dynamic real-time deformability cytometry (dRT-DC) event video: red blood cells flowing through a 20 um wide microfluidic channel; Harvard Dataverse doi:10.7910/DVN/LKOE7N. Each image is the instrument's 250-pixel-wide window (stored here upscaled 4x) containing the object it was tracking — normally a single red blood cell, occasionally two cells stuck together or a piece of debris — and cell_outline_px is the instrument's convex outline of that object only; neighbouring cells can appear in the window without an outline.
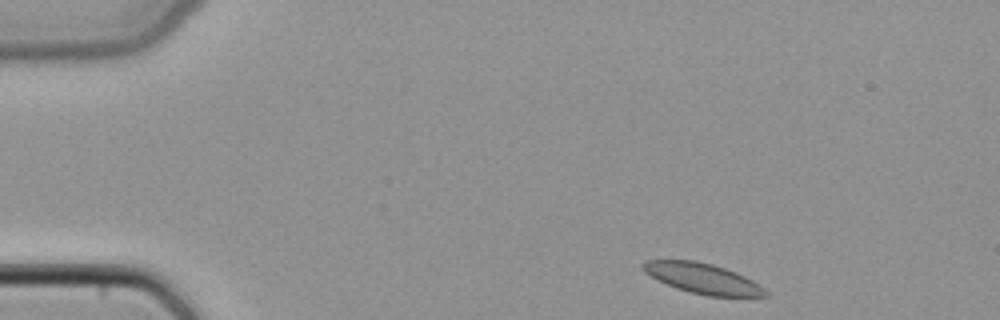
{"species": "common noctule bat (a hibernating species)", "species_latin": "Nyctalus noctula", "temperature_condition": "cold", "stored_images_in_passage": 43, "camera_frame_rate_fps": 3000, "um_per_image_px": 0.085, "animal": {"sex": "female", "body_mass_g": 22.7, "forearm_length_mm": 54.2}, "frame": {"image": 1, "passage_image": 2, "time_ms": 0.333, "image_size_px": [1000, 320], "cell_outline_px": [[768, 296], [708, 296], [688, 292], [676, 288], [644, 272], [640, 268], [640, 264], [644, 260], [696, 260], [712, 264], [736, 272], [752, 280], [764, 288], [768, 292]], "centroid_in_image_um": [59.7, 23.65], "position_along_channel_um": 25.3, "area_um2": 21.56}}
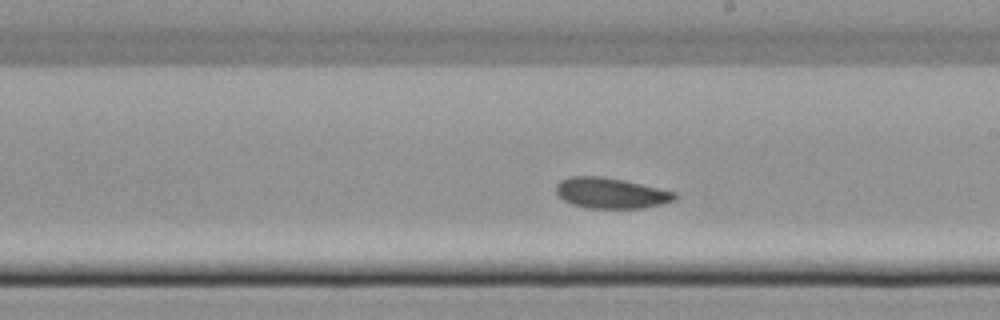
{"frame": {"image": 2, "passage_image": 23, "time_ms": 7.333, "image_size_px": [1000, 320], "cell_outline_px": [[676, 200], [644, 208], [588, 208], [572, 204], [564, 200], [556, 192], [556, 184], [560, 180], [568, 176], [600, 176], [624, 180], [676, 192]], "centroid_in_image_um": [51.91, 16.4], "position_along_channel_um": 237.1, "area_um2": 21.15}}
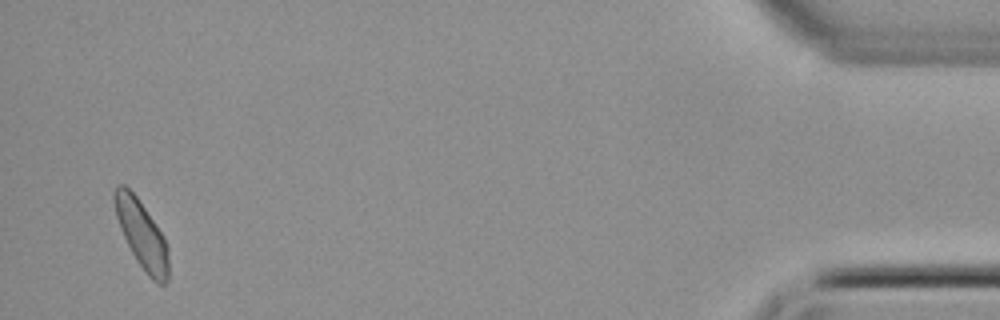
{"frame": {"image": 3, "passage_image": 42, "time_ms": 13.667, "image_size_px": [1000, 320], "cell_outline_px": [[168, 280], [164, 284], [156, 284], [148, 276], [136, 260], [120, 228], [116, 216], [112, 200], [112, 192], [116, 184], [124, 184], [136, 196], [164, 236], [168, 248]], "centroid_in_image_um": [12.03, 19.91], "position_along_channel_um": 423.2, "area_um2": 21.39}}